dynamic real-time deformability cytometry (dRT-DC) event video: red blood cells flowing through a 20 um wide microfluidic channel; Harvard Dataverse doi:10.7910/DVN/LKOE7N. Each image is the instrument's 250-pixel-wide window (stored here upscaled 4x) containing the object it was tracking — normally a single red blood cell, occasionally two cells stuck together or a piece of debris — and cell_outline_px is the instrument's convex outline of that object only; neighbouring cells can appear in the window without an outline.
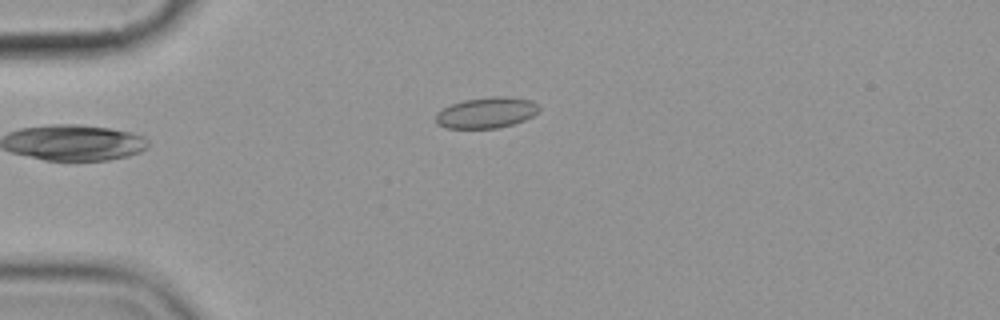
{"species": "common noctule bat (a hibernating species)", "species_latin": "Nyctalus noctula", "temperature_condition": "cold", "stored_images_in_passage": 4, "camera_frame_rate_fps": 3000, "um_per_image_px": 0.085, "animal": {"sex": "female", "body_mass_g": 19.9}, "frame": {"image": 1, "passage_image": 4, "time_ms": 3.333, "image_size_px": [1000, 320], "cell_outline_px": [[540, 108], [532, 116], [524, 120], [512, 124], [496, 128], [444, 128], [436, 124], [436, 112], [452, 104], [464, 100], [492, 96], [508, 96], [532, 100]], "centroid_in_image_um": [41.33, 9.57], "position_along_channel_um": 43.7, "area_um2": 18.55}}